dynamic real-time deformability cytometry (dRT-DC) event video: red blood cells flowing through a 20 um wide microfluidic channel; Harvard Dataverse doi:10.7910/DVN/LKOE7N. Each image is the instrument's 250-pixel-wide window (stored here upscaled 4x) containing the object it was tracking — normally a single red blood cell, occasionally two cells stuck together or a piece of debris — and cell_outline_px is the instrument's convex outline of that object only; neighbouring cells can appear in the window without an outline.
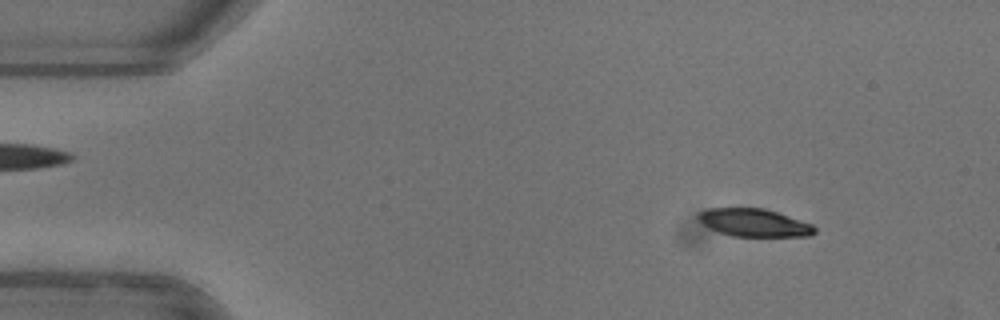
{"species": "common noctule bat (a hibernating species)", "species_latin": "Nyctalus noctula", "temperature_condition": "warm", "stored_images_in_passage": 52, "camera_frame_rate_fps": 3000, "um_per_image_px": 0.085, "animal": {"sex": "female"}, "frame": {"image": 1, "passage_image": 7, "time_ms": 2.0, "image_size_px": [1000, 320], "cell_outline_px": [[816, 232], [808, 236], [732, 236], [720, 232], [704, 224], [696, 216], [700, 212], [708, 208], [764, 208], [812, 224], [816, 228]], "centroid_in_image_um": [64.11, 18.92], "position_along_channel_um": 20.9, "area_um2": 18.55}}
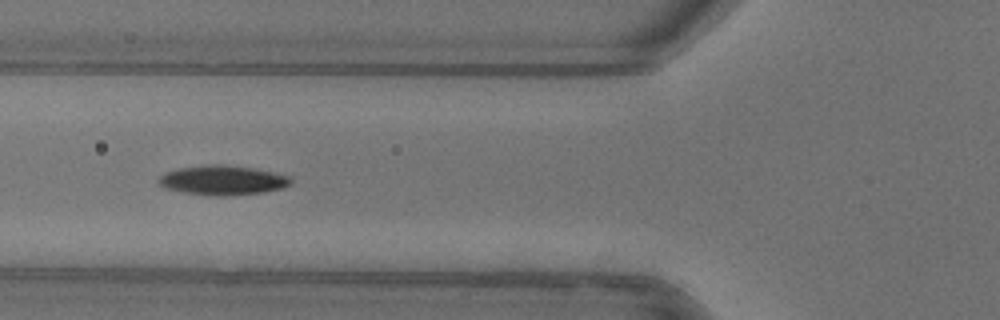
{"frame": {"image": 2, "passage_image": 20, "time_ms": 6.333, "image_size_px": [1000, 320], "cell_outline_px": [[292, 184], [284, 188], [264, 192], [228, 196], [216, 196], [184, 192], [164, 188], [156, 180], [160, 176], [168, 172], [180, 168], [212, 164], [224, 164], [252, 168], [272, 172], [288, 176], [292, 180]], "centroid_in_image_um": [18.95, 15.33], "position_along_channel_um": 106.8, "area_um2": 22.66}}
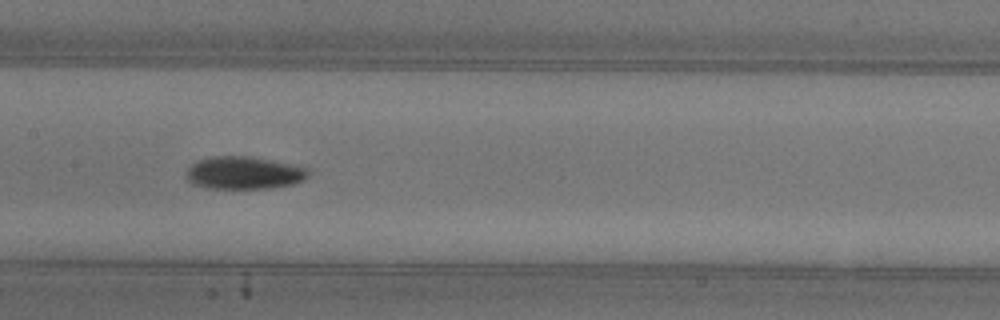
{"frame": {"image": 3, "passage_image": 26, "time_ms": 8.333, "image_size_px": [1000, 320], "cell_outline_px": [[308, 176], [304, 180], [292, 184], [272, 188], [204, 188], [192, 184], [184, 176], [184, 172], [196, 160], [212, 156], [252, 156], [308, 168]], "centroid_in_image_um": [20.67, 14.69], "position_along_channel_um": 186.7, "area_um2": 23.41}, "authors_computed_cell_mechanics": {"area_um2": 21.3282, "velocity_mm_per_s": 3.9746, "shape_relaxation_time_tau1_ms": 5.7112, "shape_relaxation_time_tau2_ms": 3.7053, "deformation_change_tau1": 0.1852, "deformation_change_tau2": 0.0665}}